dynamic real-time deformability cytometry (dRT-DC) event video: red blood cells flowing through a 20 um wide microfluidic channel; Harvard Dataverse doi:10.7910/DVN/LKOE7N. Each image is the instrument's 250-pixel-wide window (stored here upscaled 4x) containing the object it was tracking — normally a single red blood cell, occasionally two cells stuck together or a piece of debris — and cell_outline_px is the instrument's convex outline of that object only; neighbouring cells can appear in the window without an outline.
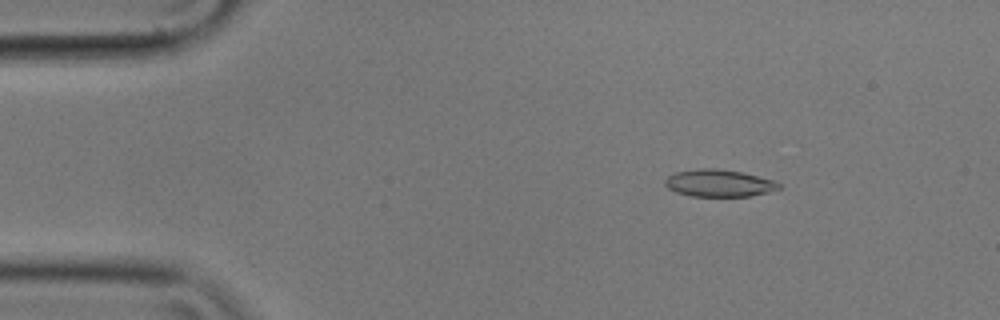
{"species": "common noctule bat (a hibernating species)", "species_latin": "Nyctalus noctula", "temperature_condition": "cold", "stored_images_in_passage": 56, "camera_frame_rate_fps": 3000, "um_per_image_px": 0.085, "animal": {"sex": "male", "body_mass_g": 17.9}, "frame": {"image": 1, "passage_image": 8, "time_ms": 2.333, "image_size_px": [1000, 320], "cell_outline_px": [[780, 188], [768, 192], [748, 196], [692, 196], [676, 192], [668, 188], [664, 184], [664, 180], [668, 176], [676, 172], [700, 168], [716, 168], [740, 172], [776, 180], [780, 184]], "centroid_in_image_um": [61.1, 15.56], "position_along_channel_um": 23.9, "area_um2": 17.98}}
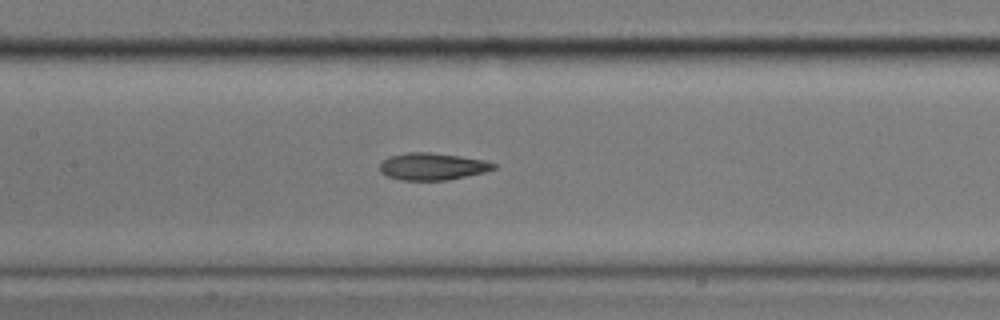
{"frame": {"image": 2, "passage_image": 26, "time_ms": 8.333, "image_size_px": [1000, 320], "cell_outline_px": [[496, 168], [484, 172], [448, 180], [400, 180], [388, 176], [380, 172], [380, 164], [388, 156], [408, 152], [428, 152], [460, 156], [484, 160], [496, 164]], "centroid_in_image_um": [36.74, 14.15], "position_along_channel_um": 170.7, "area_um2": 17.92}}
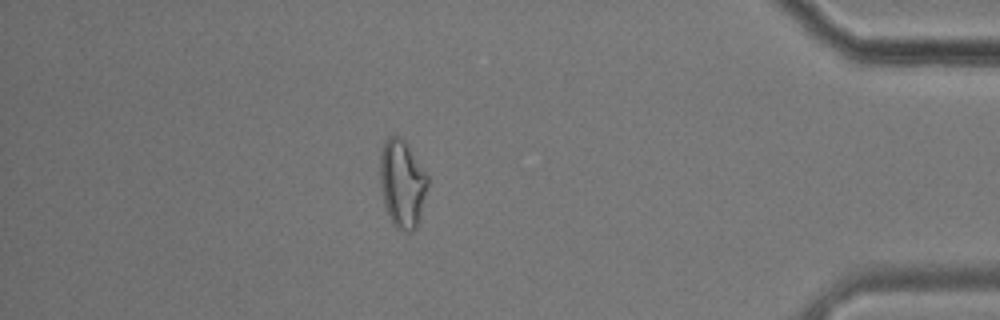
{"frame": {"image": 3, "passage_image": 49, "time_ms": 16.0, "image_size_px": [1000, 320], "cell_outline_px": [[428, 184], [416, 228], [412, 232], [400, 232], [392, 224], [384, 204], [380, 188], [380, 152], [384, 140], [388, 136], [400, 136], [404, 140], [428, 176]], "centroid_in_image_um": [34.16, 15.62], "position_along_channel_um": 401.0, "area_um2": 24.45}, "authors_computed_cell_mechanics": {"area_um2": 18.5827, "velocity_mm_per_s": 3.5366, "shape_relaxation_time_tau1_ms": 5.6404, "shape_relaxation_time_tau2_ms": 5.155, "deformation_change_tau1": 0.1586, "deformation_change_tau2": 0.1285}}